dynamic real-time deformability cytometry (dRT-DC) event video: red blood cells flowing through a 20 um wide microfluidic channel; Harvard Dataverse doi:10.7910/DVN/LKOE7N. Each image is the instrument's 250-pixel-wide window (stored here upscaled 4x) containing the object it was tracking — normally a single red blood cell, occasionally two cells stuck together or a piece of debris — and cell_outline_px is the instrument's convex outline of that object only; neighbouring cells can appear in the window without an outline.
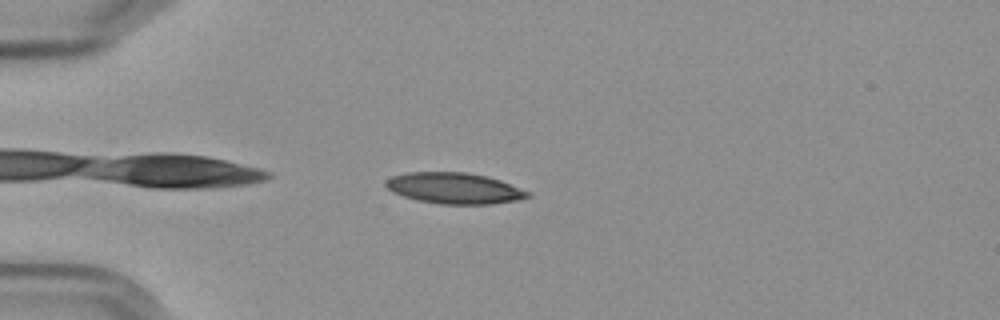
{"species": "Egyptian fruit bat (a non-hibernating species)", "species_latin": "Rousettus aegyptiacus", "temperature_condition": "cold", "stored_images_in_passage": 44, "camera_frame_rate_fps": 3000, "um_per_image_px": 0.085, "frame": {"image": 1, "passage_image": 3, "time_ms": 0.667, "image_size_px": [1000, 320], "cell_outline_px": [[532, 196], [516, 200], [492, 204], [440, 204], [420, 200], [404, 196], [388, 188], [384, 184], [384, 180], [392, 176], [408, 172], [464, 172], [484, 176], [500, 180], [532, 192]], "centroid_in_image_um": [38.65, 15.99], "position_along_channel_um": 46.3, "area_um2": 25.49}}
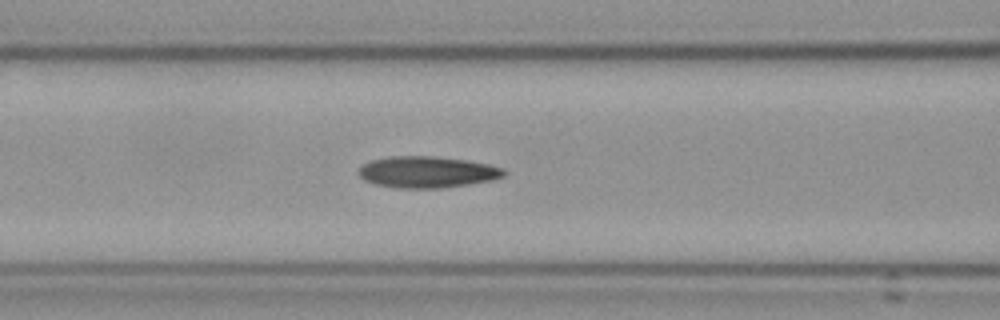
{"frame": {"image": 2, "passage_image": 12, "time_ms": 3.667, "image_size_px": [1000, 320], "cell_outline_px": [[504, 176], [492, 180], [468, 184], [440, 188], [396, 188], [372, 184], [364, 180], [360, 176], [360, 168], [364, 164], [372, 160], [392, 156], [428, 156], [464, 160], [488, 164], [504, 168]], "centroid_in_image_um": [36.29, 14.63], "position_along_channel_um": 130.3, "area_um2": 26.36}}
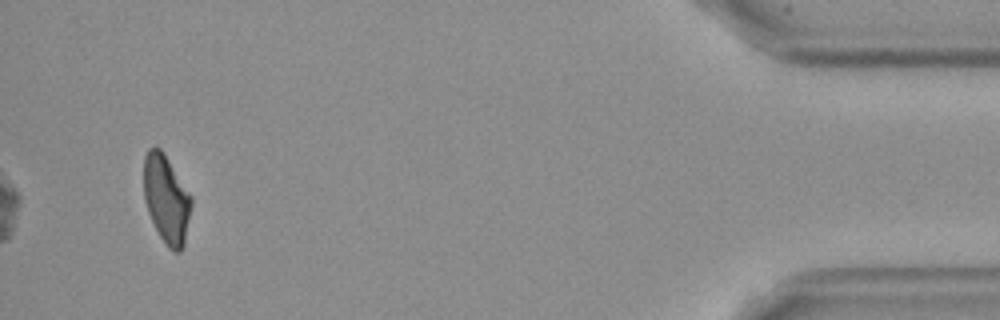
{"frame": {"image": 3, "passage_image": 42, "time_ms": 13.667, "image_size_px": [1000, 320], "cell_outline_px": [[192, 204], [184, 248], [180, 252], [172, 252], [168, 248], [160, 236], [148, 212], [144, 200], [144, 156], [148, 148], [156, 144], [160, 148], [192, 196]], "centroid_in_image_um": [14.15, 16.93], "position_along_channel_um": 421.1, "area_um2": 24.62}, "authors_computed_cell_mechanics": {"area_um2": 25.6054, "velocity_mm_per_s": 3.5985, "shape_relaxation_time_tau1_ms": null, "shape_relaxation_time_tau2_ms": 2.8164, "deformation_change_tau1": null, "deformation_change_tau2": 0.1128}}